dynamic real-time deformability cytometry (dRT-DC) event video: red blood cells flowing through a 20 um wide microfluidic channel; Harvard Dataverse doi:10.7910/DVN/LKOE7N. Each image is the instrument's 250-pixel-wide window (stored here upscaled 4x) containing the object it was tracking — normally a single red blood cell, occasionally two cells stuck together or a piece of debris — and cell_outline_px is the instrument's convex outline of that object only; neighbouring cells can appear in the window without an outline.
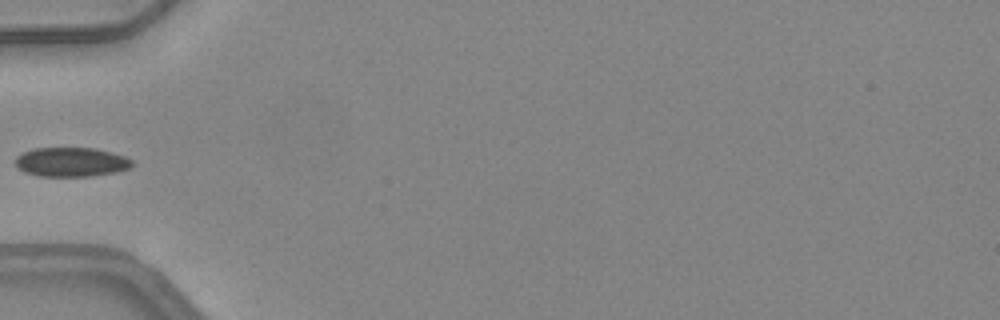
{"species": "common noctule bat (a hibernating species)", "species_latin": "Nyctalus noctula", "temperature_condition": "warm", "stored_images_in_passage": 33, "camera_frame_rate_fps": 3000, "um_per_image_px": 0.085, "animal": {"sex": "female", "body_mass_g": 24.6, "forearm_length_mm": 56.2}, "frame": {"image": 1, "passage_image": 1, "time_ms": 0.0, "image_size_px": [1000, 320], "cell_outline_px": [[132, 168], [116, 172], [92, 176], [40, 176], [24, 172], [16, 168], [16, 156], [24, 152], [36, 148], [96, 148], [112, 152], [124, 156], [132, 160]], "centroid_in_image_um": [6.06, 13.77], "position_along_channel_um": 78.9, "area_um2": 20.0}}
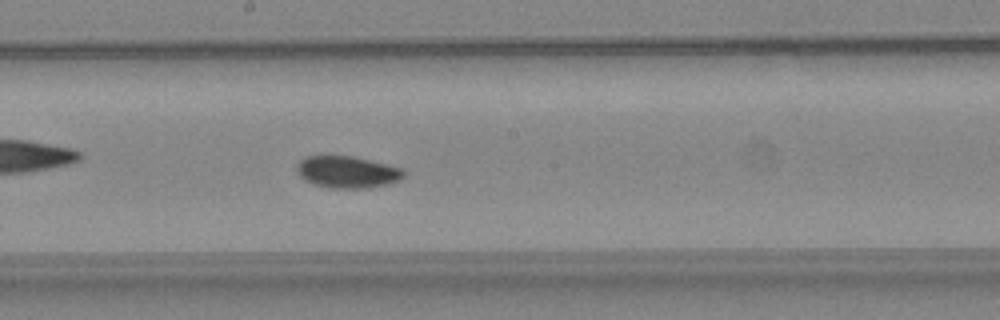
{"frame": {"image": 2, "passage_image": 11, "time_ms": 3.333, "image_size_px": [1000, 320], "cell_outline_px": [[404, 176], [400, 180], [388, 184], [368, 188], [328, 188], [312, 184], [304, 180], [296, 172], [296, 164], [304, 156], [352, 156], [404, 168]], "centroid_in_image_um": [29.49, 14.63], "position_along_channel_um": 218.7, "area_um2": 20.11}}
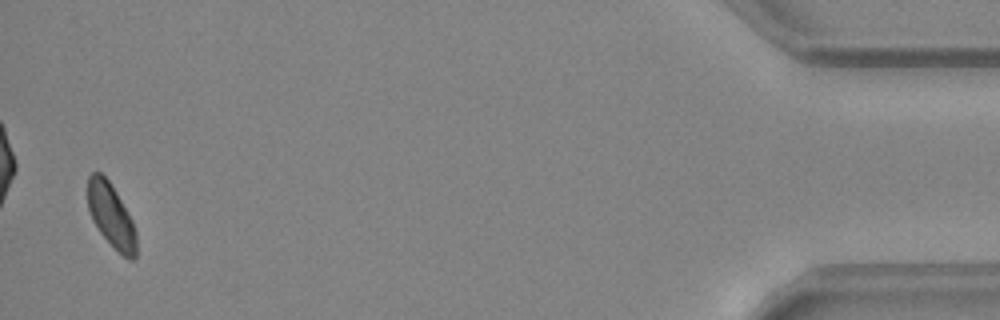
{"frame": {"image": 3, "passage_image": 32, "time_ms": 10.333, "image_size_px": [1000, 320], "cell_outline_px": [[136, 256], [132, 260], [128, 260], [100, 232], [92, 220], [88, 208], [88, 176], [92, 172], [100, 172], [108, 180], [116, 192], [132, 220], [136, 232]], "centroid_in_image_um": [9.44, 18.31], "position_along_channel_um": 425.8, "area_um2": 17.74}}